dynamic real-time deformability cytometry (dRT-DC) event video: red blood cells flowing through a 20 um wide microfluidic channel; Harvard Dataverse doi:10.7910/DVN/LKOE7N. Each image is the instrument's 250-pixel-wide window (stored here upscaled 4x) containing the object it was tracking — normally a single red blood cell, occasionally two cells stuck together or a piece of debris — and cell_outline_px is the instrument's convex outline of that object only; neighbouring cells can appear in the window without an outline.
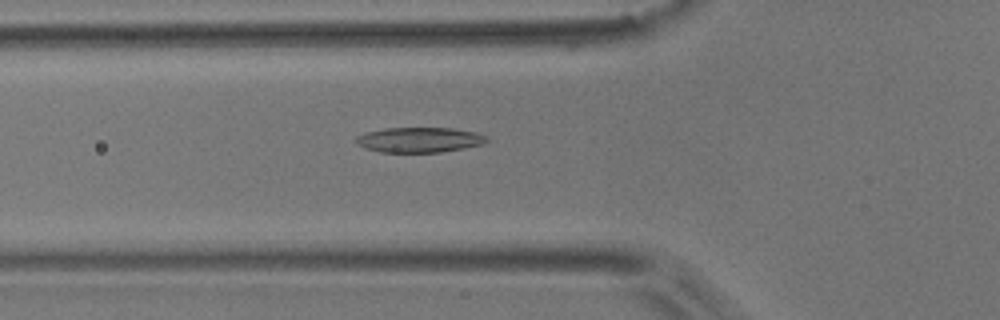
{"species": "common noctule bat (a hibernating species)", "species_latin": "Nyctalus noctula", "temperature_condition": "room temperature", "stored_images_in_passage": 43, "camera_frame_rate_fps": 3000, "um_per_image_px": 0.085, "animal": {"sex": "male", "body_mass_g": 17.9}, "frame": {"image": 1, "passage_image": 11, "time_ms": 3.333, "image_size_px": [1000, 320], "cell_outline_px": [[488, 140], [484, 144], [464, 148], [440, 152], [380, 152], [364, 148], [356, 144], [356, 136], [364, 132], [384, 128], [452, 128], [476, 132], [488, 136]], "centroid_in_image_um": [35.63, 11.88], "position_along_channel_um": 90.2, "area_um2": 19.31}}
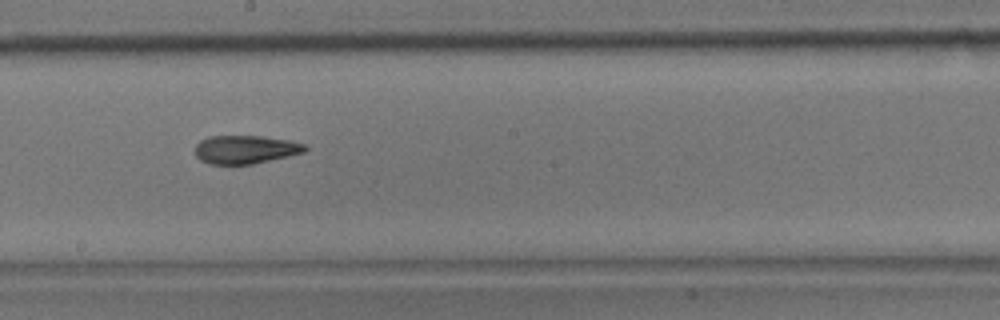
{"frame": {"image": 2, "passage_image": 22, "time_ms": 7.0, "image_size_px": [1000, 320], "cell_outline_px": [[308, 148], [304, 152], [288, 156], [252, 164], [208, 164], [200, 160], [196, 156], [196, 144], [200, 140], [208, 136], [260, 136], [288, 140], [304, 144]], "centroid_in_image_um": [20.83, 12.7], "position_along_channel_um": 227.4, "area_um2": 18.09}}
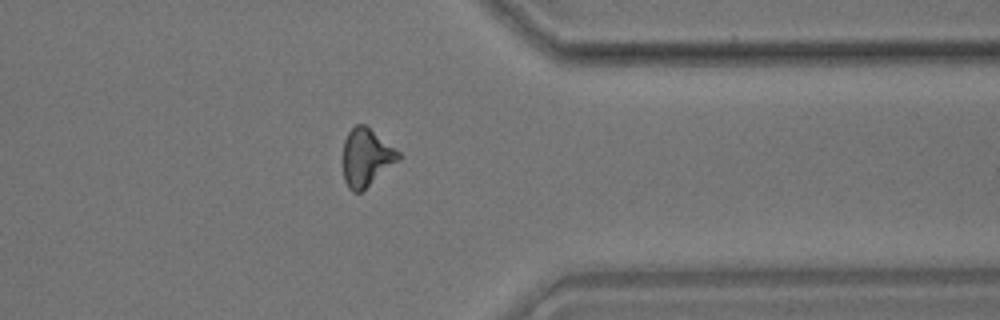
{"frame": {"image": 3, "passage_image": 35, "time_ms": 11.333, "image_size_px": [1000, 320], "cell_outline_px": [[400, 160], [360, 192], [352, 192], [348, 188], [344, 180], [344, 140], [348, 132], [356, 124], [364, 124], [400, 152]], "centroid_in_image_um": [31.14, 13.38], "position_along_channel_um": 380.3, "area_um2": 18.38}}